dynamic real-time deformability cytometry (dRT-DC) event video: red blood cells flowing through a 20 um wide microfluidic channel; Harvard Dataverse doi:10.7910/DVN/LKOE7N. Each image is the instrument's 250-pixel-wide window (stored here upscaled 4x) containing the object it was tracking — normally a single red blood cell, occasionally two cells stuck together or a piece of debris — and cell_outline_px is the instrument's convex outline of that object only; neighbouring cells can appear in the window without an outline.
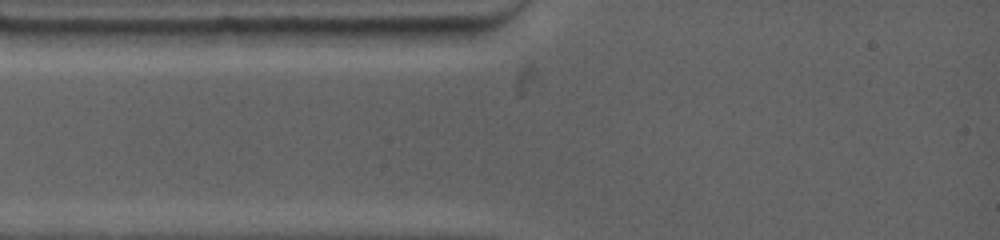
{"species": "common noctule bat (a hibernating species)", "species_latin": "Nyctalus noctula", "temperature_condition": "warm", "stored_images_in_passage": 4, "camera_frame_rate_fps": 4500, "um_per_image_px": 0.085, "animal": {"sex": "female", "body_mass_g": 19.0, "forearm_length_mm": 53.3}, "frame": {"image": 1, "passage_image": 1, "time_ms": 0.0, "image_size_px": [1000, 240], "cell_outline_px": [[472, 36], [468, 44], [308, 44], [300, 28], [472, 28]], "centroid_in_image_um": [32.94, 3.05], "position_along_channel_um": 52.1, "area_um2": 19.31}}